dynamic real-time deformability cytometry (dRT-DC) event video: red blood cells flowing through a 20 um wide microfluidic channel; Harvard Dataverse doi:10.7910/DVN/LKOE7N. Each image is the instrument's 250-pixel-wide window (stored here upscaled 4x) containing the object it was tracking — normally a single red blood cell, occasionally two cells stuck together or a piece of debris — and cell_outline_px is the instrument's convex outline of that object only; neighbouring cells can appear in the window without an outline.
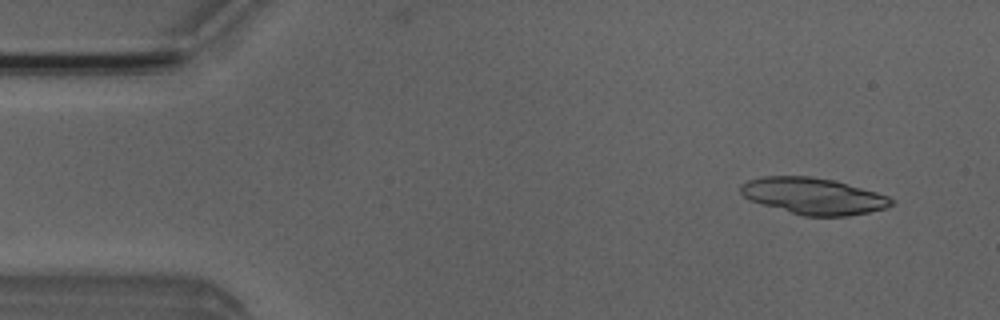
{"species": "Egyptian fruit bat (a non-hibernating species)", "species_latin": "Rousettus aegyptiacus", "temperature_condition": "room temperature", "stored_images_in_passage": 4, "camera_frame_rate_fps": 3000, "um_per_image_px": 0.085, "animal": {"sex": "male"}, "frame": {"image": 1, "passage_image": 1, "time_ms": 0.0, "image_size_px": [1000, 320], "cell_outline_px": [[896, 204], [888, 208], [848, 216], [804, 216], [760, 204], [744, 196], [740, 192], [740, 184], [748, 180], [764, 176], [812, 176], [832, 180], [876, 192], [888, 196], [896, 200]], "centroid_in_image_um": [69.16, 16.67], "position_along_channel_um": 15.8, "area_um2": 32.08}}